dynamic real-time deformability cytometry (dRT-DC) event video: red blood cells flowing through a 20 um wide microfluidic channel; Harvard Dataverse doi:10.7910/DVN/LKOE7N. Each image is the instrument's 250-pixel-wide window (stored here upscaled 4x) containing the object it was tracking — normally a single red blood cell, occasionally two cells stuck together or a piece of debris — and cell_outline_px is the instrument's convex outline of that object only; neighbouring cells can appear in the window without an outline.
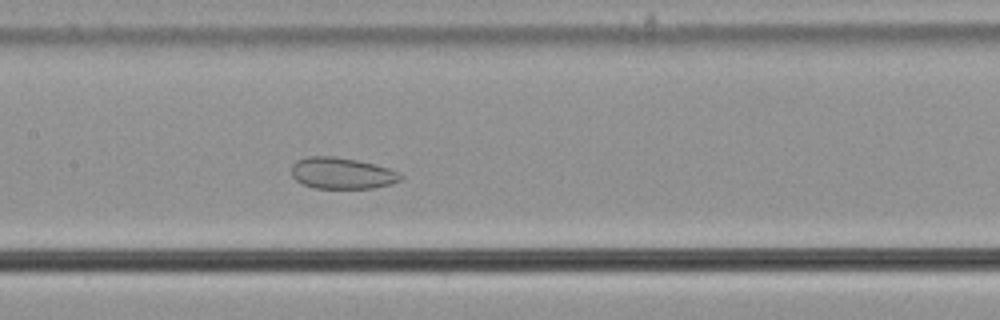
{"species": "common noctule bat (a hibernating species)", "species_latin": "Nyctalus noctula", "temperature_condition": "cold", "stored_images_in_passage": 56, "camera_frame_rate_fps": 3000, "um_per_image_px": 0.085, "animal": {"sex": "male", "body_mass_g": 21.5, "forearm_length_mm": 52.0}, "frame": {"image": 1, "passage_image": 27, "time_ms": 8.667, "image_size_px": [1000, 320], "cell_outline_px": [[404, 176], [400, 180], [392, 184], [372, 188], [312, 188], [296, 180], [292, 176], [292, 164], [296, 160], [308, 156], [332, 156], [356, 160], [376, 164], [400, 172]], "centroid_in_image_um": [29.08, 14.72], "position_along_channel_um": 178.3, "area_um2": 20.06}}
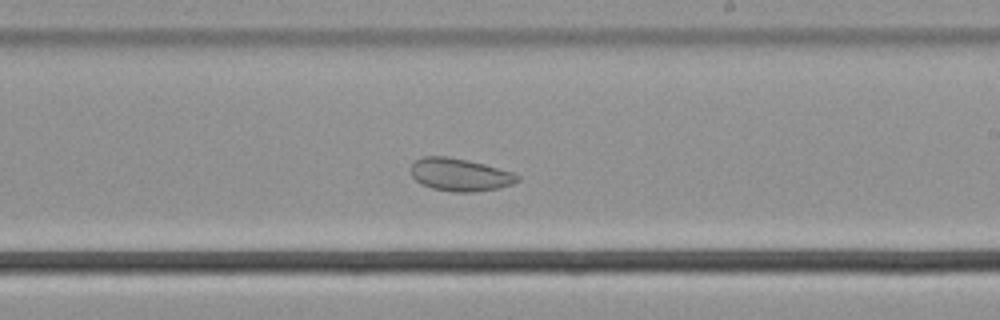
{"frame": {"image": 2, "passage_image": 33, "time_ms": 10.667, "image_size_px": [1000, 320], "cell_outline_px": [[520, 180], [512, 184], [500, 188], [472, 192], [452, 192], [432, 188], [420, 184], [412, 176], [412, 164], [416, 160], [424, 156], [448, 156], [468, 160], [484, 164], [512, 172], [520, 176]], "centroid_in_image_um": [39.1, 14.85], "position_along_channel_um": 249.9, "area_um2": 20.35}}
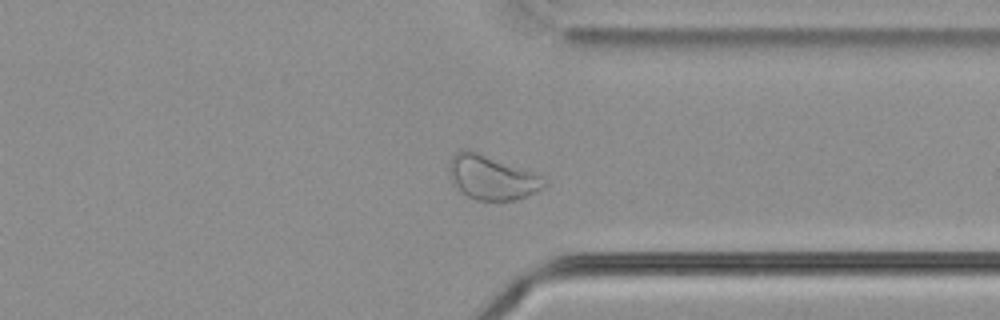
{"frame": {"image": 3, "passage_image": 43, "time_ms": 14.0, "image_size_px": [1000, 320], "cell_outline_px": [[548, 184], [544, 188], [528, 196], [516, 200], [476, 200], [460, 192], [452, 184], [448, 168], [448, 164], [452, 156], [460, 148], [468, 148], [544, 176], [548, 180]], "centroid_in_image_um": [41.8, 15.07], "position_along_channel_um": 369.6, "area_um2": 25.09}, "authors_computed_cell_mechanics": {"area_um2": 28.2642, "velocity_mm_per_s": 3.5817, "shape_relaxation_time_tau1_ms": null, "shape_relaxation_time_tau2_ms": 2.0559, "deformation_change_tau1": null, "deformation_change_tau2": 0.0694}}